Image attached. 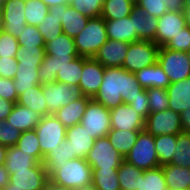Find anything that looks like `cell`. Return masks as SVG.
Listing matches in <instances>:
<instances>
[{
	"label": "cell",
	"instance_id": "1",
	"mask_svg": "<svg viewBox=\"0 0 190 190\" xmlns=\"http://www.w3.org/2000/svg\"><path fill=\"white\" fill-rule=\"evenodd\" d=\"M142 90L134 73L122 67H105L103 82L93 99L111 110L122 103L130 104L142 96Z\"/></svg>",
	"mask_w": 190,
	"mask_h": 190
},
{
	"label": "cell",
	"instance_id": "2",
	"mask_svg": "<svg viewBox=\"0 0 190 190\" xmlns=\"http://www.w3.org/2000/svg\"><path fill=\"white\" fill-rule=\"evenodd\" d=\"M92 176V167L86 159L75 158L54 170L49 175V181L67 189L77 190L91 187Z\"/></svg>",
	"mask_w": 190,
	"mask_h": 190
},
{
	"label": "cell",
	"instance_id": "3",
	"mask_svg": "<svg viewBox=\"0 0 190 190\" xmlns=\"http://www.w3.org/2000/svg\"><path fill=\"white\" fill-rule=\"evenodd\" d=\"M73 39L79 56L93 58L108 40L105 20L101 16L89 18L85 28Z\"/></svg>",
	"mask_w": 190,
	"mask_h": 190
},
{
	"label": "cell",
	"instance_id": "4",
	"mask_svg": "<svg viewBox=\"0 0 190 190\" xmlns=\"http://www.w3.org/2000/svg\"><path fill=\"white\" fill-rule=\"evenodd\" d=\"M124 160L142 170L160 167L154 136L145 129L141 130L135 145Z\"/></svg>",
	"mask_w": 190,
	"mask_h": 190
},
{
	"label": "cell",
	"instance_id": "5",
	"mask_svg": "<svg viewBox=\"0 0 190 190\" xmlns=\"http://www.w3.org/2000/svg\"><path fill=\"white\" fill-rule=\"evenodd\" d=\"M160 47L153 41H137L129 43V49L122 68L135 73L158 61Z\"/></svg>",
	"mask_w": 190,
	"mask_h": 190
},
{
	"label": "cell",
	"instance_id": "6",
	"mask_svg": "<svg viewBox=\"0 0 190 190\" xmlns=\"http://www.w3.org/2000/svg\"><path fill=\"white\" fill-rule=\"evenodd\" d=\"M158 64L169 78L170 83L190 77V61L187 52L160 47Z\"/></svg>",
	"mask_w": 190,
	"mask_h": 190
},
{
	"label": "cell",
	"instance_id": "7",
	"mask_svg": "<svg viewBox=\"0 0 190 190\" xmlns=\"http://www.w3.org/2000/svg\"><path fill=\"white\" fill-rule=\"evenodd\" d=\"M80 124L95 140L106 137L111 130L110 110L90 99Z\"/></svg>",
	"mask_w": 190,
	"mask_h": 190
},
{
	"label": "cell",
	"instance_id": "8",
	"mask_svg": "<svg viewBox=\"0 0 190 190\" xmlns=\"http://www.w3.org/2000/svg\"><path fill=\"white\" fill-rule=\"evenodd\" d=\"M42 155L45 157L66 139L67 128L54 116L42 117L35 127Z\"/></svg>",
	"mask_w": 190,
	"mask_h": 190
},
{
	"label": "cell",
	"instance_id": "9",
	"mask_svg": "<svg viewBox=\"0 0 190 190\" xmlns=\"http://www.w3.org/2000/svg\"><path fill=\"white\" fill-rule=\"evenodd\" d=\"M41 87L48 108V115H54L61 107L83 96L78 85L54 82L43 84Z\"/></svg>",
	"mask_w": 190,
	"mask_h": 190
},
{
	"label": "cell",
	"instance_id": "10",
	"mask_svg": "<svg viewBox=\"0 0 190 190\" xmlns=\"http://www.w3.org/2000/svg\"><path fill=\"white\" fill-rule=\"evenodd\" d=\"M124 158L115 150L108 137L95 140L86 161L92 169H118Z\"/></svg>",
	"mask_w": 190,
	"mask_h": 190
},
{
	"label": "cell",
	"instance_id": "11",
	"mask_svg": "<svg viewBox=\"0 0 190 190\" xmlns=\"http://www.w3.org/2000/svg\"><path fill=\"white\" fill-rule=\"evenodd\" d=\"M48 181L47 170L42 163H39L29 170L9 174V184L4 190H44Z\"/></svg>",
	"mask_w": 190,
	"mask_h": 190
},
{
	"label": "cell",
	"instance_id": "12",
	"mask_svg": "<svg viewBox=\"0 0 190 190\" xmlns=\"http://www.w3.org/2000/svg\"><path fill=\"white\" fill-rule=\"evenodd\" d=\"M144 129L154 137L164 134L178 135L183 132L180 114L171 109L150 113L145 120Z\"/></svg>",
	"mask_w": 190,
	"mask_h": 190
},
{
	"label": "cell",
	"instance_id": "13",
	"mask_svg": "<svg viewBox=\"0 0 190 190\" xmlns=\"http://www.w3.org/2000/svg\"><path fill=\"white\" fill-rule=\"evenodd\" d=\"M49 14L56 15L62 25L63 33L75 38L86 26L89 17L80 14L70 4L49 8Z\"/></svg>",
	"mask_w": 190,
	"mask_h": 190
},
{
	"label": "cell",
	"instance_id": "14",
	"mask_svg": "<svg viewBox=\"0 0 190 190\" xmlns=\"http://www.w3.org/2000/svg\"><path fill=\"white\" fill-rule=\"evenodd\" d=\"M105 67L94 58L83 57V70L79 87L83 96L93 99L103 82Z\"/></svg>",
	"mask_w": 190,
	"mask_h": 190
},
{
	"label": "cell",
	"instance_id": "15",
	"mask_svg": "<svg viewBox=\"0 0 190 190\" xmlns=\"http://www.w3.org/2000/svg\"><path fill=\"white\" fill-rule=\"evenodd\" d=\"M111 129L125 131L144 130L145 120L129 105L122 103L110 110Z\"/></svg>",
	"mask_w": 190,
	"mask_h": 190
},
{
	"label": "cell",
	"instance_id": "16",
	"mask_svg": "<svg viewBox=\"0 0 190 190\" xmlns=\"http://www.w3.org/2000/svg\"><path fill=\"white\" fill-rule=\"evenodd\" d=\"M1 10L4 20L3 31L18 38L21 31L27 25L25 19V0H7Z\"/></svg>",
	"mask_w": 190,
	"mask_h": 190
},
{
	"label": "cell",
	"instance_id": "17",
	"mask_svg": "<svg viewBox=\"0 0 190 190\" xmlns=\"http://www.w3.org/2000/svg\"><path fill=\"white\" fill-rule=\"evenodd\" d=\"M186 27L184 12L167 11L163 16L158 18L156 32V44L159 47L165 46L172 38L182 32Z\"/></svg>",
	"mask_w": 190,
	"mask_h": 190
},
{
	"label": "cell",
	"instance_id": "18",
	"mask_svg": "<svg viewBox=\"0 0 190 190\" xmlns=\"http://www.w3.org/2000/svg\"><path fill=\"white\" fill-rule=\"evenodd\" d=\"M128 49V42L108 39L93 58L103 67H122Z\"/></svg>",
	"mask_w": 190,
	"mask_h": 190
},
{
	"label": "cell",
	"instance_id": "19",
	"mask_svg": "<svg viewBox=\"0 0 190 190\" xmlns=\"http://www.w3.org/2000/svg\"><path fill=\"white\" fill-rule=\"evenodd\" d=\"M66 140L69 141L72 149V159H86L95 142L81 124L67 128Z\"/></svg>",
	"mask_w": 190,
	"mask_h": 190
},
{
	"label": "cell",
	"instance_id": "20",
	"mask_svg": "<svg viewBox=\"0 0 190 190\" xmlns=\"http://www.w3.org/2000/svg\"><path fill=\"white\" fill-rule=\"evenodd\" d=\"M105 25L108 39L128 43L140 41L135 30L134 18L131 15L122 19L105 20Z\"/></svg>",
	"mask_w": 190,
	"mask_h": 190
},
{
	"label": "cell",
	"instance_id": "21",
	"mask_svg": "<svg viewBox=\"0 0 190 190\" xmlns=\"http://www.w3.org/2000/svg\"><path fill=\"white\" fill-rule=\"evenodd\" d=\"M42 115L28 107L14 104L10 115L6 118L7 123L17 128L21 133L34 130L42 119Z\"/></svg>",
	"mask_w": 190,
	"mask_h": 190
},
{
	"label": "cell",
	"instance_id": "22",
	"mask_svg": "<svg viewBox=\"0 0 190 190\" xmlns=\"http://www.w3.org/2000/svg\"><path fill=\"white\" fill-rule=\"evenodd\" d=\"M131 16L134 18L135 30L139 40L153 41L156 43V32L158 18L145 13V11L134 5Z\"/></svg>",
	"mask_w": 190,
	"mask_h": 190
},
{
	"label": "cell",
	"instance_id": "23",
	"mask_svg": "<svg viewBox=\"0 0 190 190\" xmlns=\"http://www.w3.org/2000/svg\"><path fill=\"white\" fill-rule=\"evenodd\" d=\"M166 92L169 98V109L181 113L190 107V77L171 83Z\"/></svg>",
	"mask_w": 190,
	"mask_h": 190
},
{
	"label": "cell",
	"instance_id": "24",
	"mask_svg": "<svg viewBox=\"0 0 190 190\" xmlns=\"http://www.w3.org/2000/svg\"><path fill=\"white\" fill-rule=\"evenodd\" d=\"M136 80L143 89L163 88L166 89L171 83L168 76L157 63L147 66L134 73Z\"/></svg>",
	"mask_w": 190,
	"mask_h": 190
},
{
	"label": "cell",
	"instance_id": "25",
	"mask_svg": "<svg viewBox=\"0 0 190 190\" xmlns=\"http://www.w3.org/2000/svg\"><path fill=\"white\" fill-rule=\"evenodd\" d=\"M91 98L82 96L68 105L61 107L54 116L66 127L80 124L87 104Z\"/></svg>",
	"mask_w": 190,
	"mask_h": 190
},
{
	"label": "cell",
	"instance_id": "26",
	"mask_svg": "<svg viewBox=\"0 0 190 190\" xmlns=\"http://www.w3.org/2000/svg\"><path fill=\"white\" fill-rule=\"evenodd\" d=\"M168 190H190V167L175 164L161 166Z\"/></svg>",
	"mask_w": 190,
	"mask_h": 190
},
{
	"label": "cell",
	"instance_id": "27",
	"mask_svg": "<svg viewBox=\"0 0 190 190\" xmlns=\"http://www.w3.org/2000/svg\"><path fill=\"white\" fill-rule=\"evenodd\" d=\"M45 52L46 55H50L52 58L75 59L79 56L74 39L65 33H62L53 41H48L45 44Z\"/></svg>",
	"mask_w": 190,
	"mask_h": 190
},
{
	"label": "cell",
	"instance_id": "28",
	"mask_svg": "<svg viewBox=\"0 0 190 190\" xmlns=\"http://www.w3.org/2000/svg\"><path fill=\"white\" fill-rule=\"evenodd\" d=\"M39 162L28 153L19 150L16 146L7 147L5 157V168L9 174H14L16 171L29 170Z\"/></svg>",
	"mask_w": 190,
	"mask_h": 190
},
{
	"label": "cell",
	"instance_id": "29",
	"mask_svg": "<svg viewBox=\"0 0 190 190\" xmlns=\"http://www.w3.org/2000/svg\"><path fill=\"white\" fill-rule=\"evenodd\" d=\"M39 66L18 64V71L14 77V87L17 95L40 85L38 77Z\"/></svg>",
	"mask_w": 190,
	"mask_h": 190
},
{
	"label": "cell",
	"instance_id": "30",
	"mask_svg": "<svg viewBox=\"0 0 190 190\" xmlns=\"http://www.w3.org/2000/svg\"><path fill=\"white\" fill-rule=\"evenodd\" d=\"M72 60L74 59L52 58L50 55H45L38 71L40 84L43 85L56 82L57 73Z\"/></svg>",
	"mask_w": 190,
	"mask_h": 190
},
{
	"label": "cell",
	"instance_id": "31",
	"mask_svg": "<svg viewBox=\"0 0 190 190\" xmlns=\"http://www.w3.org/2000/svg\"><path fill=\"white\" fill-rule=\"evenodd\" d=\"M69 160H72V149L69 141L65 139L44 157L42 164L50 175L54 170L59 169L60 165L68 163Z\"/></svg>",
	"mask_w": 190,
	"mask_h": 190
},
{
	"label": "cell",
	"instance_id": "32",
	"mask_svg": "<svg viewBox=\"0 0 190 190\" xmlns=\"http://www.w3.org/2000/svg\"><path fill=\"white\" fill-rule=\"evenodd\" d=\"M17 104L28 107L29 109L38 112L43 117L48 115V108L41 84L19 95Z\"/></svg>",
	"mask_w": 190,
	"mask_h": 190
},
{
	"label": "cell",
	"instance_id": "33",
	"mask_svg": "<svg viewBox=\"0 0 190 190\" xmlns=\"http://www.w3.org/2000/svg\"><path fill=\"white\" fill-rule=\"evenodd\" d=\"M139 132L111 129L107 137L115 150L125 158L135 145Z\"/></svg>",
	"mask_w": 190,
	"mask_h": 190
},
{
	"label": "cell",
	"instance_id": "34",
	"mask_svg": "<svg viewBox=\"0 0 190 190\" xmlns=\"http://www.w3.org/2000/svg\"><path fill=\"white\" fill-rule=\"evenodd\" d=\"M134 5L132 0H105L101 17L104 20L122 19L131 15Z\"/></svg>",
	"mask_w": 190,
	"mask_h": 190
},
{
	"label": "cell",
	"instance_id": "35",
	"mask_svg": "<svg viewBox=\"0 0 190 190\" xmlns=\"http://www.w3.org/2000/svg\"><path fill=\"white\" fill-rule=\"evenodd\" d=\"M118 169H92V185L94 190H121Z\"/></svg>",
	"mask_w": 190,
	"mask_h": 190
},
{
	"label": "cell",
	"instance_id": "36",
	"mask_svg": "<svg viewBox=\"0 0 190 190\" xmlns=\"http://www.w3.org/2000/svg\"><path fill=\"white\" fill-rule=\"evenodd\" d=\"M144 170L135 167L134 165L123 160L118 168L117 174L121 190H137L139 176Z\"/></svg>",
	"mask_w": 190,
	"mask_h": 190
},
{
	"label": "cell",
	"instance_id": "37",
	"mask_svg": "<svg viewBox=\"0 0 190 190\" xmlns=\"http://www.w3.org/2000/svg\"><path fill=\"white\" fill-rule=\"evenodd\" d=\"M154 139L160 166L170 164L176 150L177 135L164 134L155 136Z\"/></svg>",
	"mask_w": 190,
	"mask_h": 190
},
{
	"label": "cell",
	"instance_id": "38",
	"mask_svg": "<svg viewBox=\"0 0 190 190\" xmlns=\"http://www.w3.org/2000/svg\"><path fill=\"white\" fill-rule=\"evenodd\" d=\"M138 179L137 190H168L161 166L151 170H144Z\"/></svg>",
	"mask_w": 190,
	"mask_h": 190
},
{
	"label": "cell",
	"instance_id": "39",
	"mask_svg": "<svg viewBox=\"0 0 190 190\" xmlns=\"http://www.w3.org/2000/svg\"><path fill=\"white\" fill-rule=\"evenodd\" d=\"M83 70V56H78L56 75V82L67 83L69 85H78L81 79Z\"/></svg>",
	"mask_w": 190,
	"mask_h": 190
},
{
	"label": "cell",
	"instance_id": "40",
	"mask_svg": "<svg viewBox=\"0 0 190 190\" xmlns=\"http://www.w3.org/2000/svg\"><path fill=\"white\" fill-rule=\"evenodd\" d=\"M16 147L28 153V155L33 156L39 163L43 162L44 156L41 153L40 143L35 129L22 132Z\"/></svg>",
	"mask_w": 190,
	"mask_h": 190
},
{
	"label": "cell",
	"instance_id": "41",
	"mask_svg": "<svg viewBox=\"0 0 190 190\" xmlns=\"http://www.w3.org/2000/svg\"><path fill=\"white\" fill-rule=\"evenodd\" d=\"M170 164L190 167V133L181 132L177 135V144Z\"/></svg>",
	"mask_w": 190,
	"mask_h": 190
},
{
	"label": "cell",
	"instance_id": "42",
	"mask_svg": "<svg viewBox=\"0 0 190 190\" xmlns=\"http://www.w3.org/2000/svg\"><path fill=\"white\" fill-rule=\"evenodd\" d=\"M48 13L49 7L41 0H25V19L27 25H40Z\"/></svg>",
	"mask_w": 190,
	"mask_h": 190
},
{
	"label": "cell",
	"instance_id": "43",
	"mask_svg": "<svg viewBox=\"0 0 190 190\" xmlns=\"http://www.w3.org/2000/svg\"><path fill=\"white\" fill-rule=\"evenodd\" d=\"M37 29L42 34L45 44L48 41L55 40L63 33L62 25L59 23L56 15H51L49 13L42 20L41 24L37 26Z\"/></svg>",
	"mask_w": 190,
	"mask_h": 190
},
{
	"label": "cell",
	"instance_id": "44",
	"mask_svg": "<svg viewBox=\"0 0 190 190\" xmlns=\"http://www.w3.org/2000/svg\"><path fill=\"white\" fill-rule=\"evenodd\" d=\"M46 55L45 47H19L16 60L18 64L40 66Z\"/></svg>",
	"mask_w": 190,
	"mask_h": 190
},
{
	"label": "cell",
	"instance_id": "45",
	"mask_svg": "<svg viewBox=\"0 0 190 190\" xmlns=\"http://www.w3.org/2000/svg\"><path fill=\"white\" fill-rule=\"evenodd\" d=\"M149 100L150 113L161 112L169 109V98L166 89L148 88L146 89Z\"/></svg>",
	"mask_w": 190,
	"mask_h": 190
},
{
	"label": "cell",
	"instance_id": "46",
	"mask_svg": "<svg viewBox=\"0 0 190 190\" xmlns=\"http://www.w3.org/2000/svg\"><path fill=\"white\" fill-rule=\"evenodd\" d=\"M105 0H71L70 5L89 18L100 17Z\"/></svg>",
	"mask_w": 190,
	"mask_h": 190
},
{
	"label": "cell",
	"instance_id": "47",
	"mask_svg": "<svg viewBox=\"0 0 190 190\" xmlns=\"http://www.w3.org/2000/svg\"><path fill=\"white\" fill-rule=\"evenodd\" d=\"M17 40L21 47H45L43 36L37 26L26 25Z\"/></svg>",
	"mask_w": 190,
	"mask_h": 190
},
{
	"label": "cell",
	"instance_id": "48",
	"mask_svg": "<svg viewBox=\"0 0 190 190\" xmlns=\"http://www.w3.org/2000/svg\"><path fill=\"white\" fill-rule=\"evenodd\" d=\"M20 136L21 132L17 128L6 120H0V144L6 147L16 146Z\"/></svg>",
	"mask_w": 190,
	"mask_h": 190
},
{
	"label": "cell",
	"instance_id": "49",
	"mask_svg": "<svg viewBox=\"0 0 190 190\" xmlns=\"http://www.w3.org/2000/svg\"><path fill=\"white\" fill-rule=\"evenodd\" d=\"M19 47L17 38L5 31L0 32V57H17Z\"/></svg>",
	"mask_w": 190,
	"mask_h": 190
},
{
	"label": "cell",
	"instance_id": "50",
	"mask_svg": "<svg viewBox=\"0 0 190 190\" xmlns=\"http://www.w3.org/2000/svg\"><path fill=\"white\" fill-rule=\"evenodd\" d=\"M135 5L155 18H160L168 11L163 0H136Z\"/></svg>",
	"mask_w": 190,
	"mask_h": 190
},
{
	"label": "cell",
	"instance_id": "51",
	"mask_svg": "<svg viewBox=\"0 0 190 190\" xmlns=\"http://www.w3.org/2000/svg\"><path fill=\"white\" fill-rule=\"evenodd\" d=\"M164 47L170 50L187 52L190 49V28L186 26L182 32L172 38Z\"/></svg>",
	"mask_w": 190,
	"mask_h": 190
},
{
	"label": "cell",
	"instance_id": "52",
	"mask_svg": "<svg viewBox=\"0 0 190 190\" xmlns=\"http://www.w3.org/2000/svg\"><path fill=\"white\" fill-rule=\"evenodd\" d=\"M17 71L18 62L16 60V57H0V77L13 80Z\"/></svg>",
	"mask_w": 190,
	"mask_h": 190
},
{
	"label": "cell",
	"instance_id": "53",
	"mask_svg": "<svg viewBox=\"0 0 190 190\" xmlns=\"http://www.w3.org/2000/svg\"><path fill=\"white\" fill-rule=\"evenodd\" d=\"M144 120L150 114L149 111V100L146 89L142 90V96H137L133 99V101L129 104Z\"/></svg>",
	"mask_w": 190,
	"mask_h": 190
},
{
	"label": "cell",
	"instance_id": "54",
	"mask_svg": "<svg viewBox=\"0 0 190 190\" xmlns=\"http://www.w3.org/2000/svg\"><path fill=\"white\" fill-rule=\"evenodd\" d=\"M0 97L17 103L18 95L14 87V80L0 77Z\"/></svg>",
	"mask_w": 190,
	"mask_h": 190
},
{
	"label": "cell",
	"instance_id": "55",
	"mask_svg": "<svg viewBox=\"0 0 190 190\" xmlns=\"http://www.w3.org/2000/svg\"><path fill=\"white\" fill-rule=\"evenodd\" d=\"M14 102L0 97V120H6L14 106Z\"/></svg>",
	"mask_w": 190,
	"mask_h": 190
},
{
	"label": "cell",
	"instance_id": "56",
	"mask_svg": "<svg viewBox=\"0 0 190 190\" xmlns=\"http://www.w3.org/2000/svg\"><path fill=\"white\" fill-rule=\"evenodd\" d=\"M170 12H184L183 0H163Z\"/></svg>",
	"mask_w": 190,
	"mask_h": 190
},
{
	"label": "cell",
	"instance_id": "57",
	"mask_svg": "<svg viewBox=\"0 0 190 190\" xmlns=\"http://www.w3.org/2000/svg\"><path fill=\"white\" fill-rule=\"evenodd\" d=\"M183 132L190 133V107L180 113Z\"/></svg>",
	"mask_w": 190,
	"mask_h": 190
},
{
	"label": "cell",
	"instance_id": "58",
	"mask_svg": "<svg viewBox=\"0 0 190 190\" xmlns=\"http://www.w3.org/2000/svg\"><path fill=\"white\" fill-rule=\"evenodd\" d=\"M9 184V172L4 165L0 166V188H5Z\"/></svg>",
	"mask_w": 190,
	"mask_h": 190
},
{
	"label": "cell",
	"instance_id": "59",
	"mask_svg": "<svg viewBox=\"0 0 190 190\" xmlns=\"http://www.w3.org/2000/svg\"><path fill=\"white\" fill-rule=\"evenodd\" d=\"M49 8L57 5H69L71 0H41Z\"/></svg>",
	"mask_w": 190,
	"mask_h": 190
},
{
	"label": "cell",
	"instance_id": "60",
	"mask_svg": "<svg viewBox=\"0 0 190 190\" xmlns=\"http://www.w3.org/2000/svg\"><path fill=\"white\" fill-rule=\"evenodd\" d=\"M44 190H71V189H67L62 186H58V185L52 183L51 181H48Z\"/></svg>",
	"mask_w": 190,
	"mask_h": 190
},
{
	"label": "cell",
	"instance_id": "61",
	"mask_svg": "<svg viewBox=\"0 0 190 190\" xmlns=\"http://www.w3.org/2000/svg\"><path fill=\"white\" fill-rule=\"evenodd\" d=\"M7 147L0 144V166L5 164Z\"/></svg>",
	"mask_w": 190,
	"mask_h": 190
},
{
	"label": "cell",
	"instance_id": "62",
	"mask_svg": "<svg viewBox=\"0 0 190 190\" xmlns=\"http://www.w3.org/2000/svg\"><path fill=\"white\" fill-rule=\"evenodd\" d=\"M186 26L190 28V7H184Z\"/></svg>",
	"mask_w": 190,
	"mask_h": 190
},
{
	"label": "cell",
	"instance_id": "63",
	"mask_svg": "<svg viewBox=\"0 0 190 190\" xmlns=\"http://www.w3.org/2000/svg\"><path fill=\"white\" fill-rule=\"evenodd\" d=\"M3 29H4V20H3L2 10L0 9V32H2Z\"/></svg>",
	"mask_w": 190,
	"mask_h": 190
},
{
	"label": "cell",
	"instance_id": "64",
	"mask_svg": "<svg viewBox=\"0 0 190 190\" xmlns=\"http://www.w3.org/2000/svg\"><path fill=\"white\" fill-rule=\"evenodd\" d=\"M184 7H190V0H183Z\"/></svg>",
	"mask_w": 190,
	"mask_h": 190
},
{
	"label": "cell",
	"instance_id": "65",
	"mask_svg": "<svg viewBox=\"0 0 190 190\" xmlns=\"http://www.w3.org/2000/svg\"><path fill=\"white\" fill-rule=\"evenodd\" d=\"M7 0H0V9L4 6V3L6 2Z\"/></svg>",
	"mask_w": 190,
	"mask_h": 190
},
{
	"label": "cell",
	"instance_id": "66",
	"mask_svg": "<svg viewBox=\"0 0 190 190\" xmlns=\"http://www.w3.org/2000/svg\"><path fill=\"white\" fill-rule=\"evenodd\" d=\"M77 190H94V189H92L91 187H89V188H85V189H77Z\"/></svg>",
	"mask_w": 190,
	"mask_h": 190
},
{
	"label": "cell",
	"instance_id": "67",
	"mask_svg": "<svg viewBox=\"0 0 190 190\" xmlns=\"http://www.w3.org/2000/svg\"><path fill=\"white\" fill-rule=\"evenodd\" d=\"M188 57H189V61H190V49L187 51Z\"/></svg>",
	"mask_w": 190,
	"mask_h": 190
}]
</instances>
